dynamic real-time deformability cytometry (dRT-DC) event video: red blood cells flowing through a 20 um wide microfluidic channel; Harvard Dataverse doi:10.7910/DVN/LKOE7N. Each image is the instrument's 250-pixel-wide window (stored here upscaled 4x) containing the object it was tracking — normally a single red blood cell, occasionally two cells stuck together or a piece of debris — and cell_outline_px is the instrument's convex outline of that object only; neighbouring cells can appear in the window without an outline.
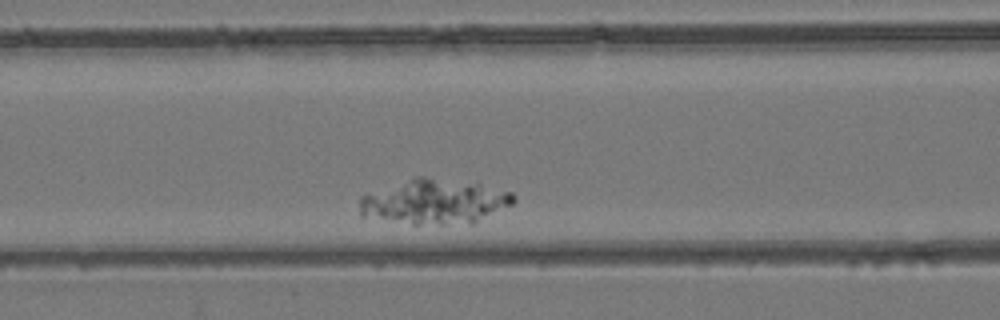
{"species": "common noctule bat (a hibernating species)", "species_latin": "Nyctalus noctula", "temperature_condition": "room temperature", "stored_images_in_passage": 31, "camera_frame_rate_fps": 3000, "um_per_image_px": 0.085, "animal": {"sex": "female", "body_mass_g": 24.6, "forearm_length_mm": 56.2}, "frame": {"image": 1, "passage_image": 8, "time_ms": 2.333, "image_size_px": [1000, 320], "cell_outline_px": [[516, 200], [512, 204], [472, 224], [412, 224], [360, 216], [360, 196], [412, 176], [424, 176], [480, 184], [512, 192], [516, 196]], "centroid_in_image_um": [36.92, 17.14], "position_along_channel_um": 129.7, "area_um2": 40.4}}
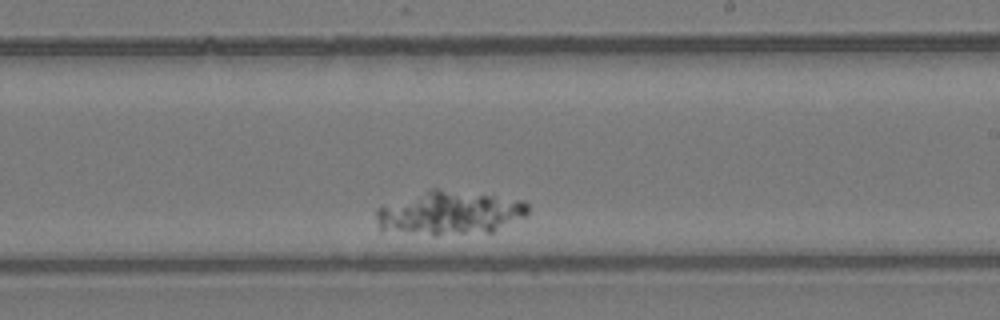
{"frame": {"image": 2, "passage_image": 19, "time_ms": 6.0, "image_size_px": [1000, 320], "cell_outline_px": [[528, 212], [524, 216], [492, 232], [436, 236], [432, 236], [380, 228], [376, 220], [376, 208], [428, 188], [436, 188], [524, 200], [528, 204]], "centroid_in_image_um": [38.21, 18.1], "position_along_channel_um": 250.8, "area_um2": 38.67}}
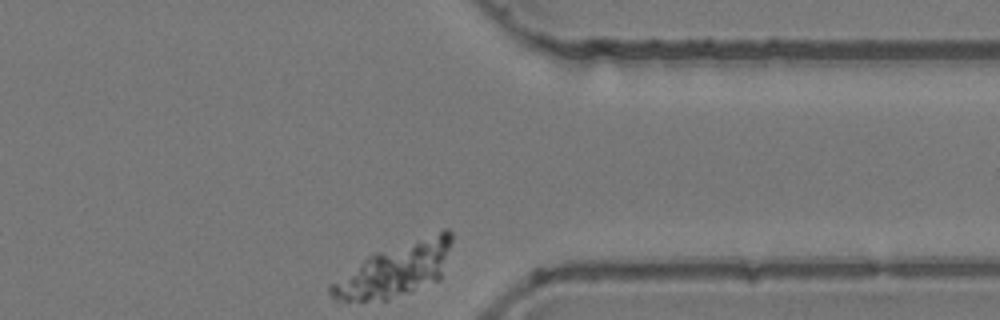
{"frame": {"image": 3, "passage_image": 31, "time_ms": 10.0, "image_size_px": [1000, 320], "cell_outline_px": [[452, 240], [440, 280], [388, 300], [332, 300], [328, 292], [328, 284], [368, 256], [376, 252], [444, 228], [448, 228], [452, 232]], "centroid_in_image_um": [33.59, 22.92], "position_along_channel_um": 377.8, "area_um2": 37.57}}